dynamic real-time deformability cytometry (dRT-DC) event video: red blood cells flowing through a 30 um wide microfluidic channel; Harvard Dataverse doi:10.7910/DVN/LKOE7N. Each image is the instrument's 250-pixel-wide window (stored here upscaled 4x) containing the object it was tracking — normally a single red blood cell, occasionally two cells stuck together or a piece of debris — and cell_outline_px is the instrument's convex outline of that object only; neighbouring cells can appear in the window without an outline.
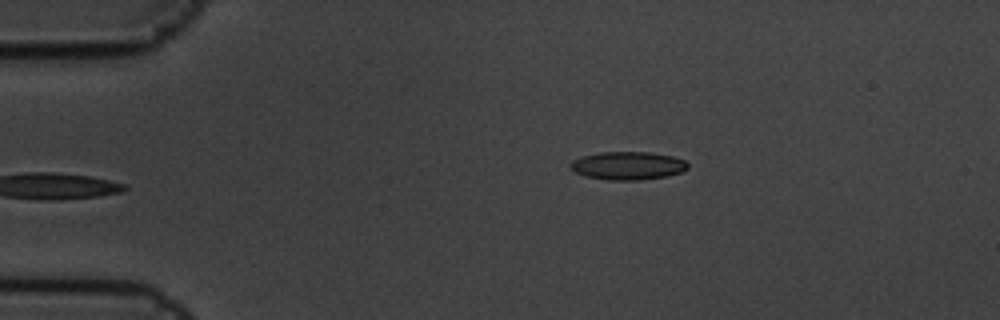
{"species": "common noctule bat (a hibernating species)", "species_latin": "Nyctalus noctula", "temperature_condition": "cold", "stored_images_in_passage": 2, "camera_frame_rate_fps": 3000, "um_per_image_px": 0.085, "animal": {"sex": "male", "body_mass_g": 19.5, "forearm_length_mm": 54.6}, "frame": {"image": 1, "passage_image": 2, "time_ms": 0.333, "image_size_px": [1000, 320], "cell_outline_px": [[688, 168], [680, 172], [664, 176], [640, 180], [608, 180], [584, 176], [568, 168], [568, 164], [572, 160], [584, 156], [600, 152], [648, 152], [672, 156], [684, 160], [688, 164]], "centroid_in_image_um": [53.31, 14.08], "position_along_channel_um": 31.7, "area_um2": 19.19}}